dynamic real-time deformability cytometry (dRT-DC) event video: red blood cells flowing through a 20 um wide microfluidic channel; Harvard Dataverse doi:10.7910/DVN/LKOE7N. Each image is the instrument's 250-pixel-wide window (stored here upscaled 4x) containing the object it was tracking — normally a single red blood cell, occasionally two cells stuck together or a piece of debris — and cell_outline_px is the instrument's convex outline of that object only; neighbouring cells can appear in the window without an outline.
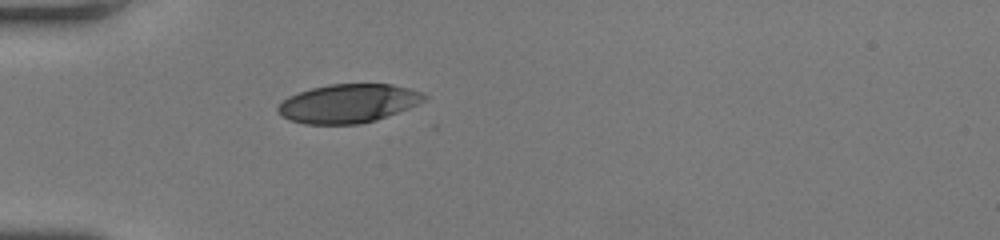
{"species": "human", "species_latin": "Homo sapiens", "temperature_condition": "room temperature", "stored_images_in_passage": 35, "camera_frame_rate_fps": 3000, "um_per_image_px": 0.085, "donor": {"sex": "female"}, "frame": {"image": 1, "passage_image": 1, "time_ms": 0.0, "image_size_px": [1000, 240], "cell_outline_px": [[428, 96], [424, 100], [408, 108], [376, 120], [360, 124], [304, 124], [288, 120], [280, 116], [276, 108], [288, 96], [312, 88], [328, 84], [392, 84], [408, 88], [420, 92]], "centroid_in_image_um": [29.56, 8.8], "position_along_channel_um": 55.4, "area_um2": 32.89}}
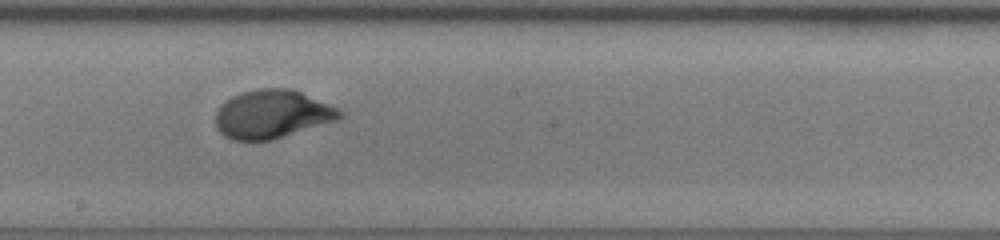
{"frame": {"image": 2, "passage_image": 14, "time_ms": 4.333, "image_size_px": [1000, 240], "cell_outline_px": [[344, 116], [336, 120], [272, 140], [232, 140], [224, 136], [216, 128], [216, 112], [220, 104], [224, 100], [240, 92], [260, 88], [292, 88], [336, 108], [344, 112]], "centroid_in_image_um": [23.08, 9.7], "position_along_channel_um": 225.1, "area_um2": 34.97}}
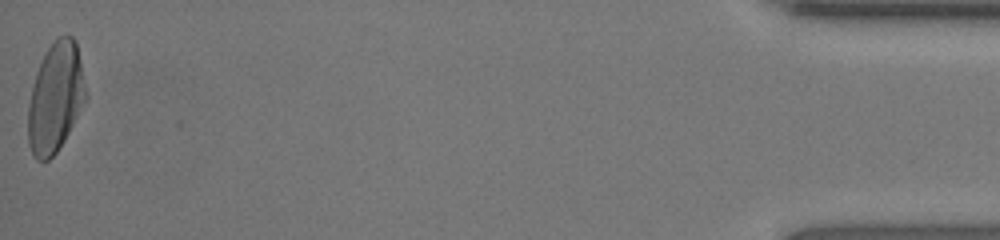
{"frame": {"image": 3, "passage_image": 35, "time_ms": 11.333, "image_size_px": [1000, 240], "cell_outline_px": [[88, 96], [64, 140], [56, 152], [48, 160], [36, 160], [28, 144], [28, 104], [36, 72], [48, 48], [60, 36], [72, 36], [76, 40]], "centroid_in_image_um": [4.72, 8.3], "position_along_channel_um": 430.5, "area_um2": 36.53}, "authors_computed_cell_mechanics": {"area_um2": 34.7378, "velocity_mm_per_s": 4.2323, "shape_relaxation_time_tau1_ms": 3.0103, "shape_relaxation_time_tau2_ms": null, "deformation_change_tau1": 0.1973, "deformation_change_tau2": null}}